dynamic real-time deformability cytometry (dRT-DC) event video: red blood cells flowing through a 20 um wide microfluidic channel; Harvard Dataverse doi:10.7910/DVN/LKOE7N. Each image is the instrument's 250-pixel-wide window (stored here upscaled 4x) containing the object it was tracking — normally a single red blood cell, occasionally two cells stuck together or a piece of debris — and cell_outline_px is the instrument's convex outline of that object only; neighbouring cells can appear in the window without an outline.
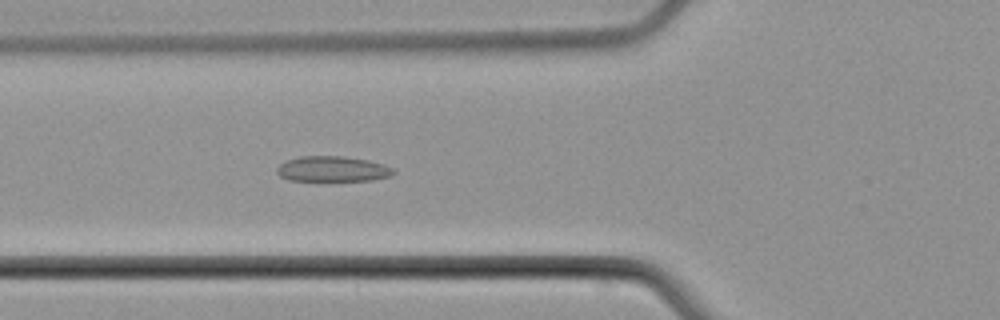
{"species": "common noctule bat (a hibernating species)", "species_latin": "Nyctalus noctula", "temperature_condition": "cold", "stored_images_in_passage": 6, "camera_frame_rate_fps": 3000, "um_per_image_px": 0.085, "animal": {"sex": "male", "body_mass_g": 21.5, "forearm_length_mm": 52.0}, "frame": {"image": 1, "passage_image": 6, "time_ms": 6.0, "image_size_px": [1000, 320], "cell_outline_px": [[396, 172], [392, 176], [372, 180], [288, 180], [280, 176], [276, 172], [276, 168], [280, 164], [288, 160], [300, 156], [344, 156], [368, 160], [384, 164], [392, 168]], "centroid_in_image_um": [28.28, 14.36], "position_along_channel_um": 97.5, "area_um2": 17.22}}